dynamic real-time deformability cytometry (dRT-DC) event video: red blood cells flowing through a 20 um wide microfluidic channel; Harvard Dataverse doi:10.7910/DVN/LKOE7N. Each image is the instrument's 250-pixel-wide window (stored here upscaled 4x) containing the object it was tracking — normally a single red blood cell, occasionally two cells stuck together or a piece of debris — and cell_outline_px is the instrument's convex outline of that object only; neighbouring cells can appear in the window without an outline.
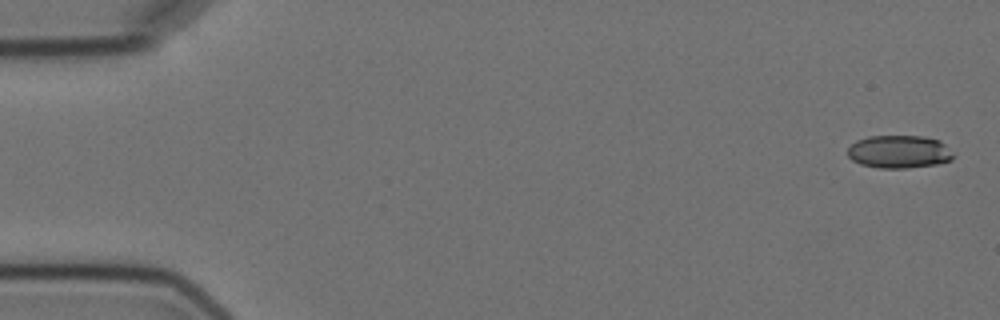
{"species": "Egyptian fruit bat (a non-hibernating species)", "species_latin": "Rousettus aegyptiacus", "temperature_condition": "cold", "stored_images_in_passage": 6, "camera_frame_rate_fps": 3000, "um_per_image_px": 0.085, "animal": {"sex": "female"}, "frame": {"image": 1, "passage_image": 1, "time_ms": 0.0, "image_size_px": [1000, 320], "cell_outline_px": [[952, 160], [936, 164], [908, 168], [880, 168], [860, 164], [852, 160], [848, 156], [848, 148], [856, 140], [868, 136], [924, 136], [940, 140], [944, 144], [952, 156]], "centroid_in_image_um": [76.38, 12.89], "position_along_channel_um": 8.6, "area_um2": 20.17}}
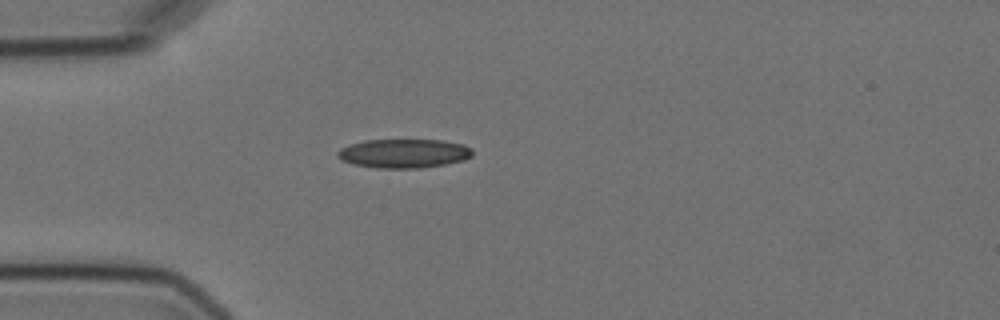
{"frame": {"image": 2, "passage_image": 5, "time_ms": 4.667, "image_size_px": [1000, 320], "cell_outline_px": [[472, 156], [464, 160], [444, 164], [420, 168], [376, 168], [352, 164], [340, 160], [336, 156], [336, 152], [340, 148], [348, 144], [364, 140], [444, 140], [464, 144], [472, 148]], "centroid_in_image_um": [34.29, 13.04], "position_along_channel_um": 50.7, "area_um2": 23.06}}